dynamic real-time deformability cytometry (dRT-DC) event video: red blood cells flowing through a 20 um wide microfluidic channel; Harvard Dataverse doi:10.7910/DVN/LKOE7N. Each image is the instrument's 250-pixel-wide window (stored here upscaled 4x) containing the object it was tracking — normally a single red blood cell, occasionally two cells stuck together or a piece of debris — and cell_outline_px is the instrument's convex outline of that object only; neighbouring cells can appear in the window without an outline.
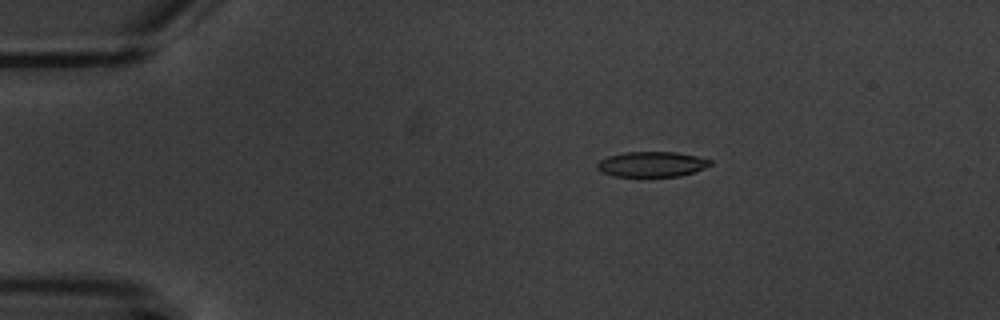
{"species": "common noctule bat (a hibernating species)", "species_latin": "Nyctalus noctula", "temperature_condition": "warm", "stored_images_in_passage": 5, "camera_frame_rate_fps": 3000, "um_per_image_px": 0.085, "animal": {"sex": "male", "body_mass_g": 20.1, "forearm_length_mm": 53.5}, "frame": {"image": 1, "passage_image": 3, "time_ms": 2.333, "image_size_px": [1000, 320], "cell_outline_px": [[712, 164], [704, 168], [680, 176], [612, 176], [600, 172], [596, 168], [596, 164], [600, 160], [608, 156], [624, 152], [676, 152], [696, 156], [712, 160]], "centroid_in_image_um": [55.36, 13.95], "position_along_channel_um": 29.6, "area_um2": 16.65}}